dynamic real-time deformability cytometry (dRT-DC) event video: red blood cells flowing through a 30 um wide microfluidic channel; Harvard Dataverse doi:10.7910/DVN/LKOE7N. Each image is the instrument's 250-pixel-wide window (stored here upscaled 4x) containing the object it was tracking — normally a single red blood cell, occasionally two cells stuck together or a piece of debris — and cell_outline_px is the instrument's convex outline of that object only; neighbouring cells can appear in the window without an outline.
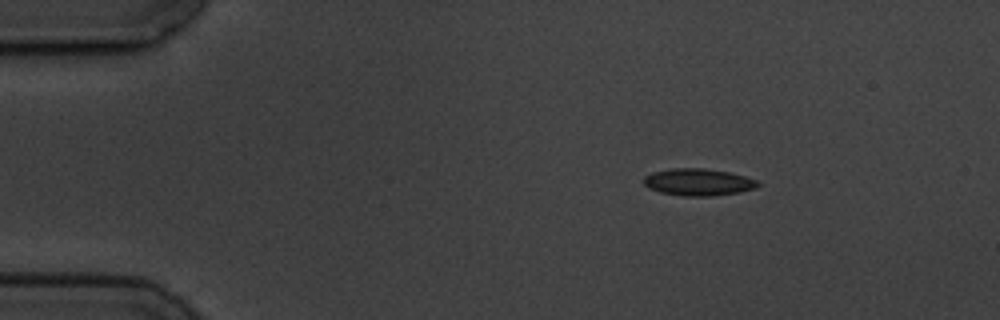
{"species": "common noctule bat (a hibernating species)", "species_latin": "Nyctalus noctula", "temperature_condition": "cold", "stored_images_in_passage": 4, "camera_frame_rate_fps": 3000, "um_per_image_px": 0.085, "animal": {"sex": "male", "body_mass_g": 19.5, "forearm_length_mm": 54.6}, "frame": {"image": 1, "passage_image": 2, "time_ms": 1.333, "image_size_px": [1000, 320], "cell_outline_px": [[760, 184], [756, 188], [740, 192], [712, 196], [684, 196], [660, 192], [648, 188], [644, 184], [644, 176], [652, 172], [672, 168], [704, 168], [728, 172], [744, 176], [756, 180]], "centroid_in_image_um": [59.34, 15.48], "position_along_channel_um": 25.7, "area_um2": 17.98}}